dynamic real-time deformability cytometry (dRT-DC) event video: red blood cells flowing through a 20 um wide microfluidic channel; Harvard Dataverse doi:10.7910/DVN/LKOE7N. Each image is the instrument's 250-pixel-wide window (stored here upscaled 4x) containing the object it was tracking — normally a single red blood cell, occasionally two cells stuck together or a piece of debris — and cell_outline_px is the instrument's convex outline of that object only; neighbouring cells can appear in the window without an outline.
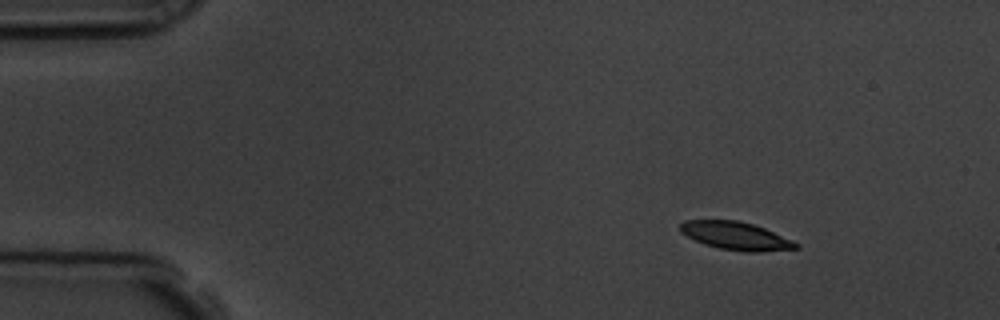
{"species": "common noctule bat (a hibernating species)", "species_latin": "Nyctalus noctula", "temperature_condition": "room temperature", "stored_images_in_passage": 48, "camera_frame_rate_fps": 3000, "um_per_image_px": 0.085, "animal": {"sex": "male", "body_mass_g": 19.5, "forearm_length_mm": 54.6}, "frame": {"image": 1, "passage_image": 1, "time_ms": 0.0, "image_size_px": [1000, 320], "cell_outline_px": [[800, 248], [760, 252], [744, 252], [720, 248], [704, 244], [680, 232], [680, 224], [684, 220], [736, 220], [752, 224], [764, 228], [792, 240], [800, 244]], "centroid_in_image_um": [62.56, 20.05], "position_along_channel_um": 22.4, "area_um2": 18.79}}
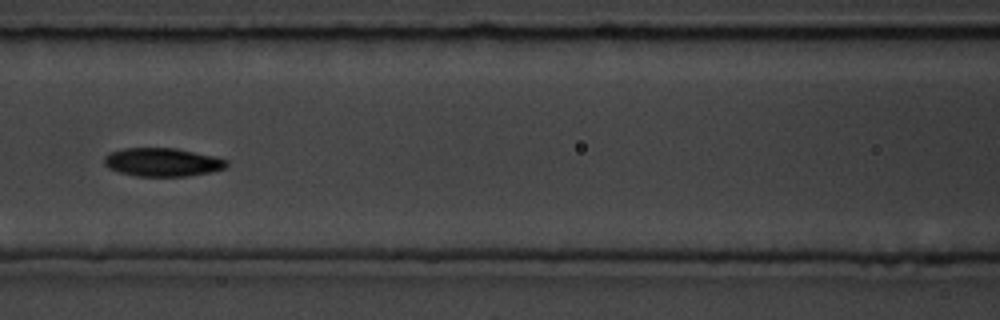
{"frame": {"image": 2, "passage_image": 18, "time_ms": 5.667, "image_size_px": [1000, 320], "cell_outline_px": [[228, 168], [212, 172], [188, 176], [136, 176], [120, 172], [108, 168], [104, 164], [104, 156], [108, 152], [124, 148], [176, 148], [212, 156], [228, 160]], "centroid_in_image_um": [13.81, 13.79], "position_along_channel_um": 152.8, "area_um2": 20.4}}
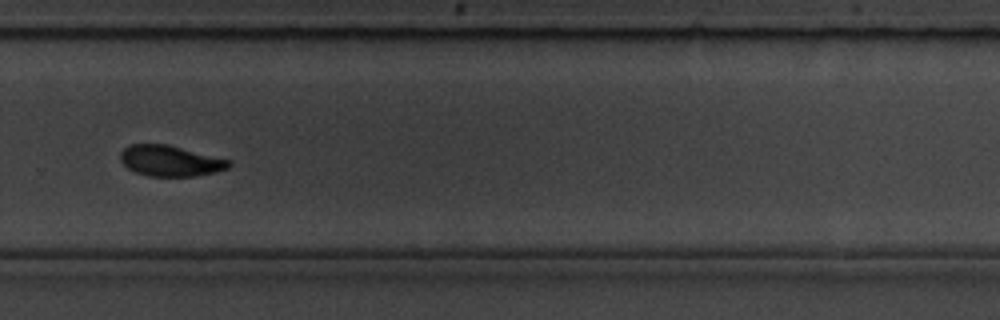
{"frame": {"image": 3, "passage_image": 31, "time_ms": 10.0, "image_size_px": [1000, 320], "cell_outline_px": [[232, 164], [228, 168], [216, 172], [192, 176], [148, 176], [136, 172], [128, 168], [120, 160], [120, 152], [128, 144], [168, 144], [232, 160]], "centroid_in_image_um": [14.49, 13.66], "position_along_channel_um": 315.3, "area_um2": 19.59}, "authors_computed_cell_mechanics": {"area_um2": 19.7387, "velocity_mm_per_s": 3.7602, "shape_relaxation_time_tau1_ms": 2.1459, "shape_relaxation_time_tau2_ms": 3.557, "deformation_change_tau1": 0.122, "deformation_change_tau2": 0.0857}}